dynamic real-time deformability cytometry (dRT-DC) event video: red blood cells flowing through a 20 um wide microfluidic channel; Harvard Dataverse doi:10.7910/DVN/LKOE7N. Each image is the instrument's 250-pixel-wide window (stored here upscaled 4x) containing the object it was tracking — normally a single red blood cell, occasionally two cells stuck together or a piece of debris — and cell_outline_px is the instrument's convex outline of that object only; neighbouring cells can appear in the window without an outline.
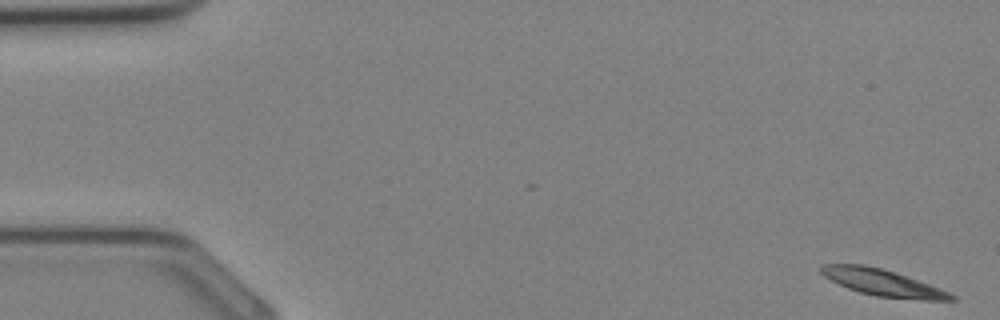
{"species": "Egyptian fruit bat (a non-hibernating species)", "species_latin": "Rousettus aegyptiacus", "temperature_condition": "cold", "stored_images_in_passage": 35, "camera_frame_rate_fps": 3000, "um_per_image_px": 0.085, "animal": {"sex": "female"}, "frame": {"image": 1, "passage_image": 1, "time_ms": 0.0, "image_size_px": [1000, 320], "cell_outline_px": [[956, 300], [924, 300], [876, 296], [860, 292], [848, 288], [824, 276], [820, 272], [820, 264], [864, 264], [896, 272], [940, 288], [956, 296]], "centroid_in_image_um": [75.03, 24.01], "position_along_channel_um": 10.0, "area_um2": 20.0}}
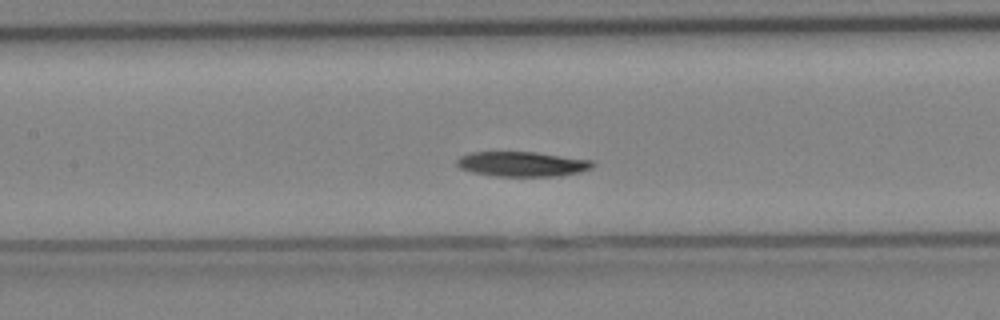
{"frame": {"image": 2, "passage_image": 16, "time_ms": 5.0, "image_size_px": [1000, 320], "cell_outline_px": [[596, 164], [592, 168], [580, 172], [556, 176], [496, 176], [472, 172], [460, 168], [456, 164], [456, 160], [460, 156], [472, 152], [536, 152], [592, 160]], "centroid_in_image_um": [44.39, 13.94], "position_along_channel_um": 163.0, "area_um2": 19.71}}
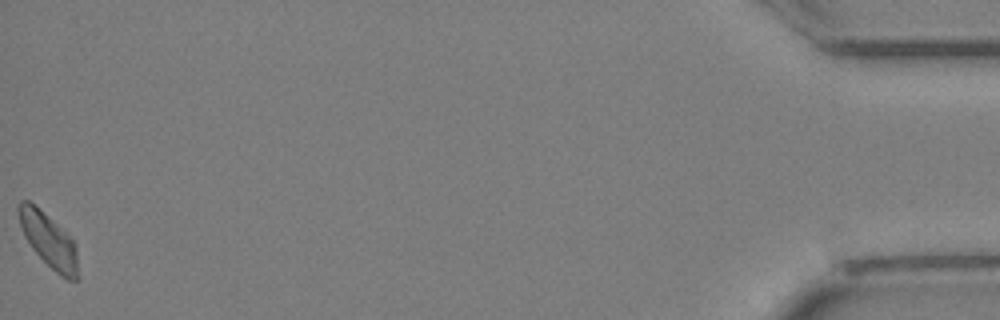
{"frame": {"image": 3, "passage_image": 35, "time_ms": 11.333, "image_size_px": [1000, 320], "cell_outline_px": [[80, 280], [68, 280], [60, 276], [32, 248], [24, 236], [16, 212], [16, 204], [20, 200], [28, 200], [56, 224], [72, 240], [76, 248]], "centroid_in_image_um": [4.12, 20.45], "position_along_channel_um": 431.1, "area_um2": 18.5}}